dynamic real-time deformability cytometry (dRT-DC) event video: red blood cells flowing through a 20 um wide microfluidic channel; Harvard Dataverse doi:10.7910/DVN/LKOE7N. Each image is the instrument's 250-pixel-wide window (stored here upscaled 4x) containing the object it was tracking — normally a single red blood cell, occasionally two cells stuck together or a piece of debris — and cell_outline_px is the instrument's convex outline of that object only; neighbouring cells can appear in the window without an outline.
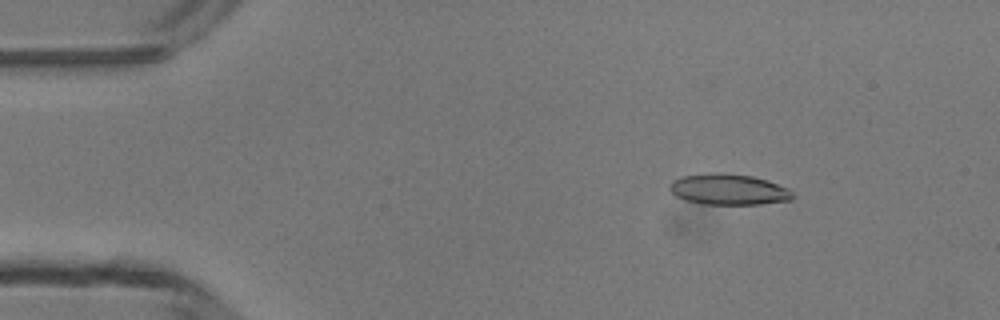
{"species": "common noctule bat (a hibernating species)", "species_latin": "Nyctalus noctula", "temperature_condition": "room temperature", "stored_images_in_passage": 4, "camera_frame_rate_fps": 3000, "um_per_image_px": 0.085, "animal": {"sex": "male", "body_mass_g": 13.3}, "frame": {"image": 1, "passage_image": 2, "time_ms": 1.0, "image_size_px": [1000, 320], "cell_outline_px": [[796, 196], [792, 200], [760, 204], [704, 204], [688, 200], [676, 196], [668, 188], [668, 184], [672, 180], [680, 176], [716, 172], [720, 172], [752, 176], [768, 180], [788, 188]], "centroid_in_image_um": [61.94, 16.09], "position_along_channel_um": 23.1, "area_um2": 22.31}}
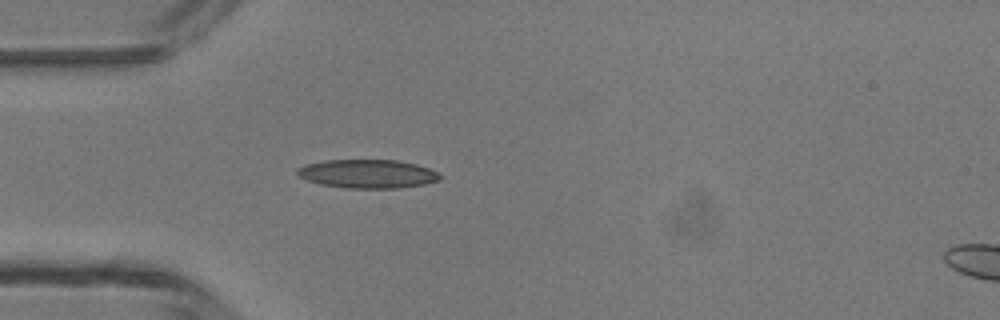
{"frame": {"image": 2, "passage_image": 4, "time_ms": 3.333, "image_size_px": [1000, 320], "cell_outline_px": [[444, 176], [440, 180], [424, 184], [400, 188], [344, 188], [320, 184], [308, 180], [300, 176], [296, 172], [296, 168], [304, 164], [324, 160], [396, 160], [416, 164], [428, 168]], "centroid_in_image_um": [31.24, 14.77], "position_along_channel_um": 53.8, "area_um2": 23.93}}